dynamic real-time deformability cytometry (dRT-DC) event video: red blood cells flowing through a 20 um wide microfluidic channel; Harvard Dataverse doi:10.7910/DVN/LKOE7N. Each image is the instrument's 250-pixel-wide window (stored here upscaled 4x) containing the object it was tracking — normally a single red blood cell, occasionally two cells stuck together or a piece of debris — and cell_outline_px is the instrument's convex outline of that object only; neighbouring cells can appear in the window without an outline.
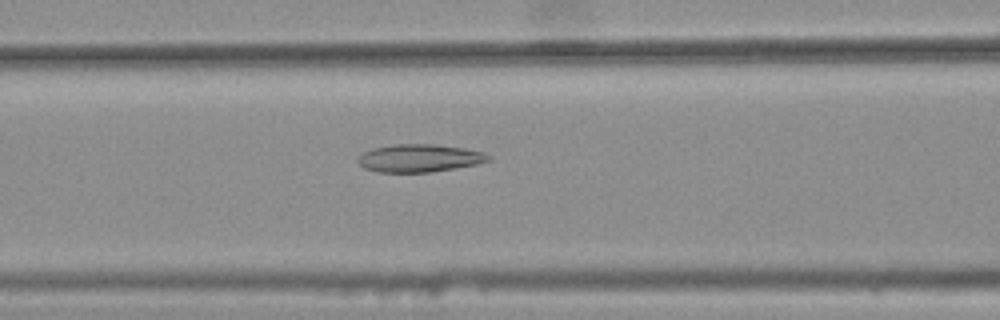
{"species": "common noctule bat (a hibernating species)", "species_latin": "Nyctalus noctula", "temperature_condition": "warm", "stored_images_in_passage": 38, "camera_frame_rate_fps": 3000, "um_per_image_px": 0.085, "animal": {"sex": "female", "body_mass_g": 25.1}, "frame": {"image": 1, "passage_image": 13, "time_ms": 4.0, "image_size_px": [1000, 320], "cell_outline_px": [[492, 160], [476, 164], [456, 168], [432, 172], [376, 172], [364, 168], [356, 160], [356, 156], [372, 148], [392, 144], [436, 144], [464, 148], [484, 152], [492, 156]], "centroid_in_image_um": [35.64, 13.44], "position_along_channel_um": 131.0, "area_um2": 21.44}}
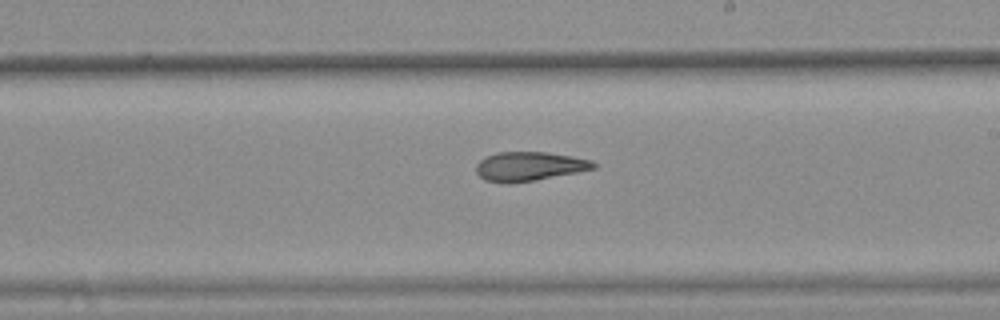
{"frame": {"image": 2, "passage_image": 22, "time_ms": 7.0, "image_size_px": [1000, 320], "cell_outline_px": [[600, 164], [596, 168], [536, 180], [508, 184], [484, 180], [476, 172], [476, 164], [484, 156], [496, 152], [548, 152], [572, 156], [592, 160]], "centroid_in_image_um": [44.98, 14.13], "position_along_channel_um": 244.0, "area_um2": 20.17}}
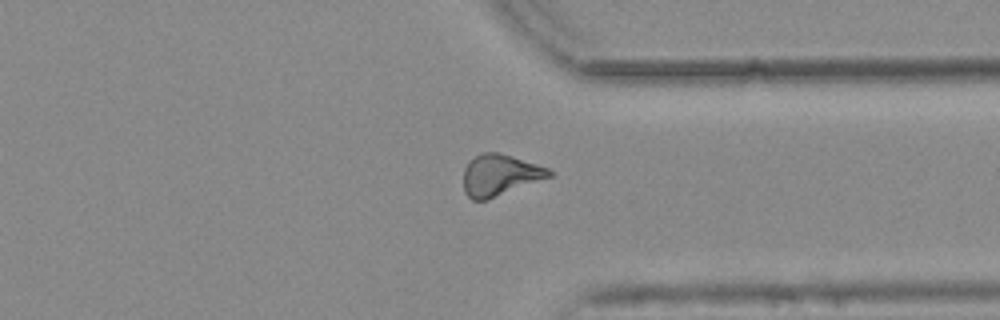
{"frame": {"image": 3, "passage_image": 32, "time_ms": 10.333, "image_size_px": [1000, 320], "cell_outline_px": [[552, 176], [488, 200], [472, 200], [464, 192], [464, 168], [468, 160], [480, 152], [496, 152], [512, 156], [548, 168], [552, 172]], "centroid_in_image_um": [42.45, 14.88], "position_along_channel_um": 368.9, "area_um2": 20.69}, "authors_computed_cell_mechanics": {"area_um2": 20.4612, "velocity_mm_per_s": 3.7819, "shape_relaxation_time_tau1_ms": null, "shape_relaxation_time_tau2_ms": 4.6672, "deformation_change_tau1": null, "deformation_change_tau2": 0.1433}}